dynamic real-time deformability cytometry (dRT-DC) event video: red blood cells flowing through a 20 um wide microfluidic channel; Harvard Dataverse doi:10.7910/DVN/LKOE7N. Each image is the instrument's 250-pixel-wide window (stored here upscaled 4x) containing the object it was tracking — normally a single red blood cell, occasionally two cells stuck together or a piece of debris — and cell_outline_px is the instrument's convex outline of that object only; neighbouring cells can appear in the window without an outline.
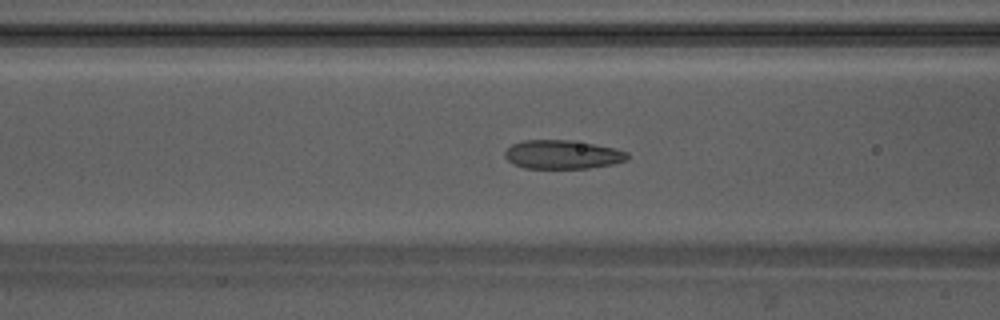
{"species": "Egyptian fruit bat (a non-hibernating species)", "species_latin": "Rousettus aegyptiacus", "temperature_condition": "warm", "stored_images_in_passage": 30, "camera_frame_rate_fps": 3000, "um_per_image_px": 0.085, "animal": {"sex": "male"}, "frame": {"image": 1, "passage_image": 5, "time_ms": 1.333, "image_size_px": [1000, 320], "cell_outline_px": [[628, 160], [616, 164], [588, 168], [524, 168], [512, 164], [504, 156], [504, 152], [512, 144], [524, 140], [572, 140], [616, 148], [628, 152]], "centroid_in_image_um": [47.83, 13.14], "position_along_channel_um": 118.8, "area_um2": 20.75}}
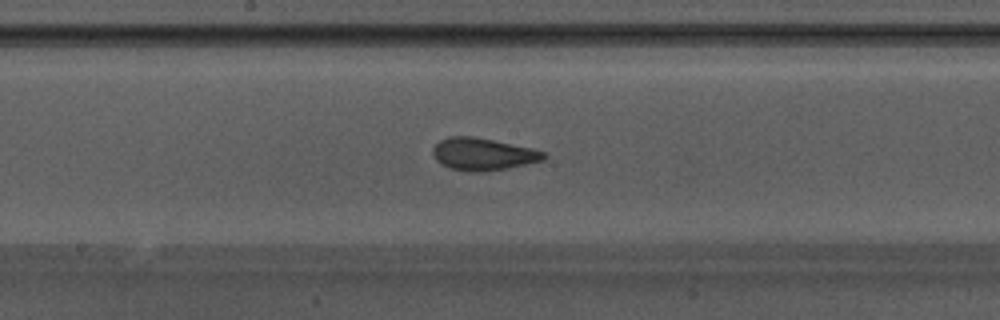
{"frame": {"image": 2, "passage_image": 12, "time_ms": 3.667, "image_size_px": [1000, 320], "cell_outline_px": [[548, 156], [544, 160], [504, 168], [480, 172], [468, 172], [448, 168], [440, 164], [436, 160], [432, 152], [432, 148], [440, 140], [448, 136], [472, 136], [532, 148], [544, 152]], "centroid_in_image_um": [41.0, 13.1], "position_along_channel_um": 207.2, "area_um2": 20.81}}
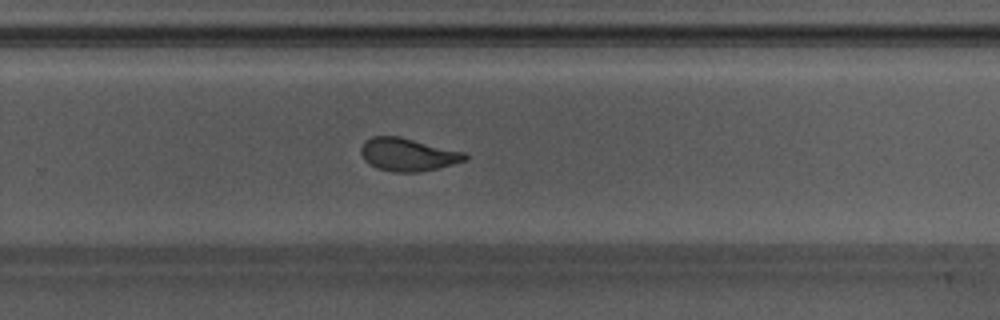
{"frame": {"image": 3, "passage_image": 19, "time_ms": 6.0, "image_size_px": [1000, 320], "cell_outline_px": [[468, 160], [420, 172], [392, 172], [376, 168], [364, 160], [360, 152], [360, 148], [364, 140], [372, 136], [400, 136], [464, 152], [468, 156]], "centroid_in_image_um": [34.63, 13.13], "position_along_channel_um": 295.2, "area_um2": 20.06}, "authors_computed_cell_mechanics": {"area_um2": 20.1144, "velocity_mm_per_s": 3.7882, "shape_relaxation_time_tau1_ms": 6.176, "shape_relaxation_time_tau2_ms": 1.2357, "deformation_change_tau1": 0.168, "deformation_change_tau2": 0.0737}}